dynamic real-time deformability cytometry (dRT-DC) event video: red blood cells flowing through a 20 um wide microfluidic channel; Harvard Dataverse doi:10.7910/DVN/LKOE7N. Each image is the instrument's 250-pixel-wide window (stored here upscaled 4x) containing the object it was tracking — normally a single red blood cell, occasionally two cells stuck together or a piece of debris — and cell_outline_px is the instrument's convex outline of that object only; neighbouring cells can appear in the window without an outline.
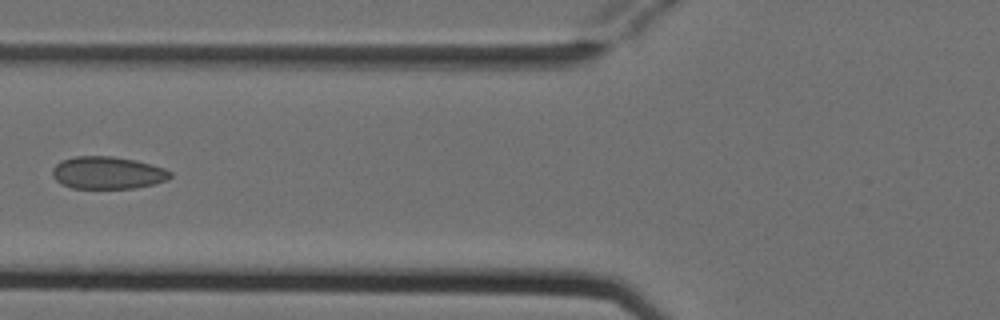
{"species": "Egyptian fruit bat (a non-hibernating species)", "species_latin": "Rousettus aegyptiacus", "temperature_condition": "cold", "stored_images_in_passage": 6, "camera_frame_rate_fps": 3000, "um_per_image_px": 0.085, "animal": {"sex": "female"}, "frame": {"image": 1, "passage_image": 6, "time_ms": 1.667, "image_size_px": [1000, 320], "cell_outline_px": [[172, 176], [168, 180], [136, 188], [72, 188], [60, 184], [52, 176], [52, 168], [60, 160], [76, 156], [112, 156], [136, 160], [152, 164], [164, 168], [172, 172]], "centroid_in_image_um": [9.14, 14.68], "position_along_channel_um": 116.7, "area_um2": 22.48}}